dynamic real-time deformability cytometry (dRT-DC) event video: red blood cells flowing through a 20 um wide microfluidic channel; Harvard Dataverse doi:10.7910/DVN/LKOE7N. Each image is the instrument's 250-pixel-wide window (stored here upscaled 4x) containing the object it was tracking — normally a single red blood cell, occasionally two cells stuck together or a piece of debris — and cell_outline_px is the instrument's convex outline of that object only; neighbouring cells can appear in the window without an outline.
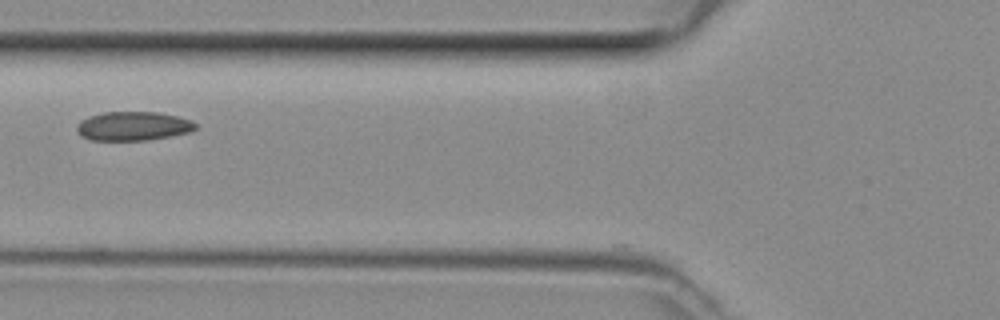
{"species": "common noctule bat (a hibernating species)", "species_latin": "Nyctalus noctula", "temperature_condition": "room temperature", "stored_images_in_passage": 32, "camera_frame_rate_fps": 3000, "um_per_image_px": 0.085, "animal": {"sex": "female", "body_mass_g": 29.2, "forearm_length_mm": 56.3}, "frame": {"image": 1, "passage_image": 2, "time_ms": 0.333, "image_size_px": [1000, 320], "cell_outline_px": [[196, 128], [188, 132], [172, 136], [148, 140], [92, 140], [80, 136], [76, 132], [76, 124], [80, 120], [88, 116], [104, 112], [156, 112], [176, 116], [192, 120], [196, 124]], "centroid_in_image_um": [11.27, 10.72], "position_along_channel_um": 114.5, "area_um2": 20.17}}